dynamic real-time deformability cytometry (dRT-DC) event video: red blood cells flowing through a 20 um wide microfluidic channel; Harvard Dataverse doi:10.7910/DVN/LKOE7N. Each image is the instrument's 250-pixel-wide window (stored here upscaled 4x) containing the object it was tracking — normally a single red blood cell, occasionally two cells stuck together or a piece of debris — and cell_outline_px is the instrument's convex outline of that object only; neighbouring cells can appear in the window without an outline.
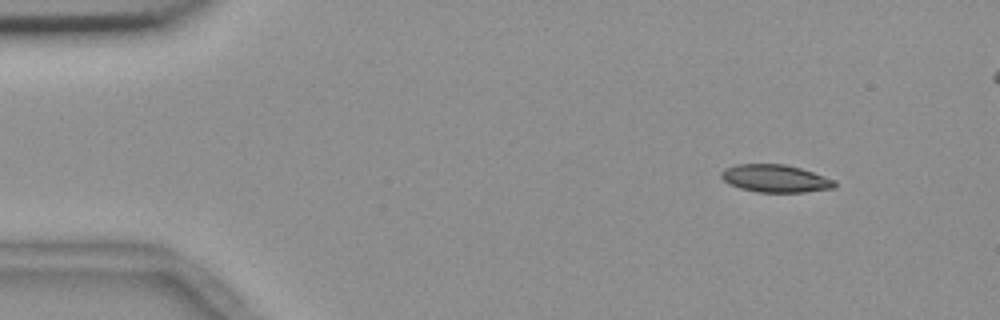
{"species": "common noctule bat (a hibernating species)", "species_latin": "Nyctalus noctula", "temperature_condition": "room temperature", "stored_images_in_passage": 3, "camera_frame_rate_fps": 3000, "um_per_image_px": 0.085, "animal": {"sex": "female", "body_mass_g": 18.4}, "frame": {"image": 1, "passage_image": 1, "time_ms": 0.0, "image_size_px": [1000, 320], "cell_outline_px": [[836, 188], [804, 192], [756, 192], [740, 188], [724, 180], [720, 176], [720, 172], [724, 168], [736, 164], [784, 164], [800, 168], [836, 180]], "centroid_in_image_um": [65.91, 15.17], "position_along_channel_um": 19.1, "area_um2": 18.26}}